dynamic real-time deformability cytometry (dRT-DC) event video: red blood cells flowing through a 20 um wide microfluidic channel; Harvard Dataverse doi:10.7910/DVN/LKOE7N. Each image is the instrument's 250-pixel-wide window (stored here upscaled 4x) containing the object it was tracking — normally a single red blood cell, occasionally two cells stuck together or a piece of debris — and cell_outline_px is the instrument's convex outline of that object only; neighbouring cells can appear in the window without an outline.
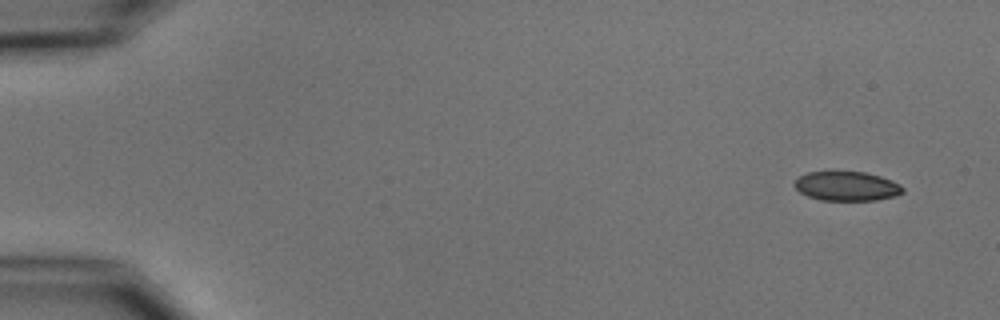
{"species": "common noctule bat (a hibernating species)", "species_latin": "Nyctalus noctula", "temperature_condition": "cold", "stored_images_in_passage": 4, "camera_frame_rate_fps": 3000, "um_per_image_px": 0.085, "animal": {"sex": "male", "body_mass_g": 15.6}, "frame": {"image": 1, "passage_image": 1, "time_ms": 0.0, "image_size_px": [1000, 320], "cell_outline_px": [[904, 192], [896, 196], [876, 200], [820, 200], [808, 196], [800, 192], [792, 184], [800, 176], [808, 172], [864, 172], [880, 176], [892, 180], [900, 184], [904, 188]], "centroid_in_image_um": [71.99, 15.83], "position_along_channel_um": 13.0, "area_um2": 18.5}}
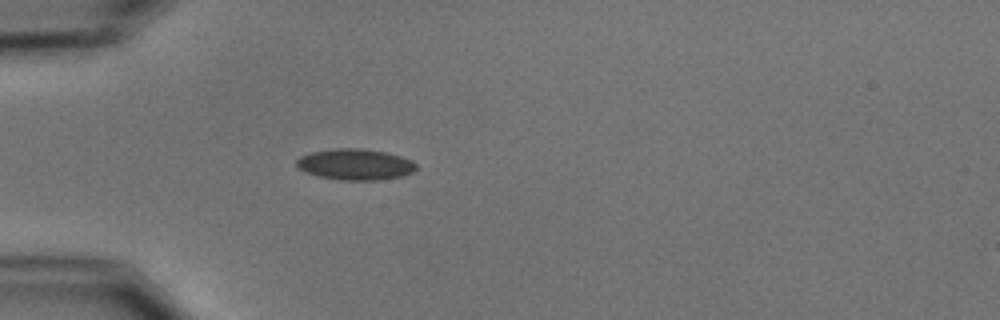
{"frame": {"image": 2, "passage_image": 4, "time_ms": 4.333, "image_size_px": [1000, 320], "cell_outline_px": [[416, 168], [412, 172], [400, 176], [376, 180], [340, 180], [320, 176], [308, 172], [300, 168], [296, 164], [296, 160], [300, 156], [312, 152], [332, 148], [364, 148], [388, 152], [412, 160], [416, 164]], "centroid_in_image_um": [30.21, 13.95], "position_along_channel_um": 54.8, "area_um2": 21.56}}